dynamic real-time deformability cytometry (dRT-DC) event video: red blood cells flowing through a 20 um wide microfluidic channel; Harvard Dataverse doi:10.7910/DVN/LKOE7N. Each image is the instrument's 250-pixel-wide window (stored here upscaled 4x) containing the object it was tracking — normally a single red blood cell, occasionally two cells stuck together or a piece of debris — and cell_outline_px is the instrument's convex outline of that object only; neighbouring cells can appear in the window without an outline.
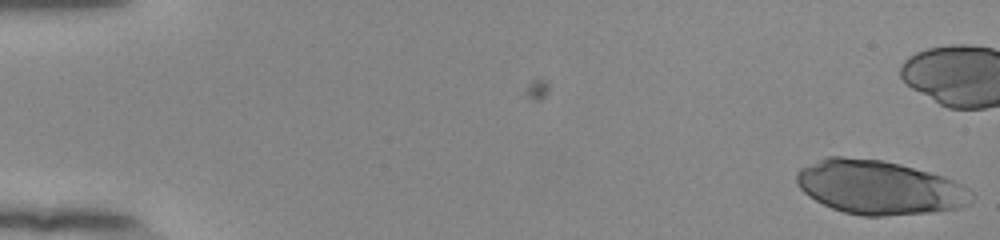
{"species": "human", "species_latin": "Homo sapiens", "temperature_condition": "room temperature", "stored_images_in_passage": 25, "camera_frame_rate_fps": 3000, "um_per_image_px": 0.085, "donor": {"sex": "female"}, "frame": {"image": 1, "passage_image": 1, "time_ms": 0.0, "image_size_px": [1000, 240], "cell_outline_px": [[976, 196], [968, 204], [956, 208], [932, 212], [884, 216], [864, 216], [844, 212], [832, 208], [808, 196], [796, 184], [796, 172], [800, 168], [824, 156], [840, 156], [884, 160], [900, 164], [944, 176], [968, 188]], "centroid_in_image_um": [74.71, 15.92], "position_along_channel_um": 10.3, "area_um2": 55.2}}